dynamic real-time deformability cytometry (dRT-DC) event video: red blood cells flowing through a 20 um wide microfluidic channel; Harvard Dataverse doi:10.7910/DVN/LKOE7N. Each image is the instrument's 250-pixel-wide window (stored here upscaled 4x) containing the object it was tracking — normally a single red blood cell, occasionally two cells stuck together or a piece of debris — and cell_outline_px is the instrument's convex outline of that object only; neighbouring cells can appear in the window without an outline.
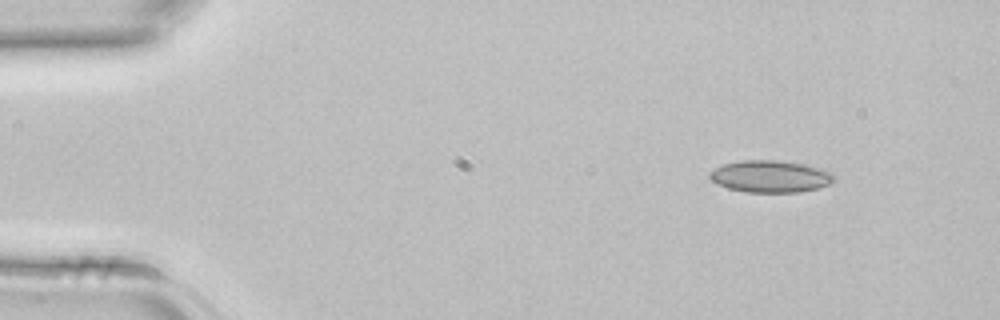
{"species": "common noctule bat (a hibernating species)", "species_latin": "Nyctalus noctula", "temperature_condition": "room temperature", "stored_images_in_passage": 2, "camera_frame_rate_fps": 3000, "um_per_image_px": 0.085, "animal": {"sex": "female", "body_mass_g": 22.7, "forearm_length_mm": 54.2}, "frame": {"image": 1, "passage_image": 1, "time_ms": 0.0, "image_size_px": [1000, 320], "cell_outline_px": [[836, 180], [820, 188], [796, 192], [744, 192], [728, 188], [716, 184], [708, 176], [708, 172], [724, 164], [740, 160], [776, 160], [804, 164], [824, 168], [832, 172], [836, 176]], "centroid_in_image_um": [65.51, 14.99], "position_along_channel_um": 19.5, "area_um2": 23.47}}